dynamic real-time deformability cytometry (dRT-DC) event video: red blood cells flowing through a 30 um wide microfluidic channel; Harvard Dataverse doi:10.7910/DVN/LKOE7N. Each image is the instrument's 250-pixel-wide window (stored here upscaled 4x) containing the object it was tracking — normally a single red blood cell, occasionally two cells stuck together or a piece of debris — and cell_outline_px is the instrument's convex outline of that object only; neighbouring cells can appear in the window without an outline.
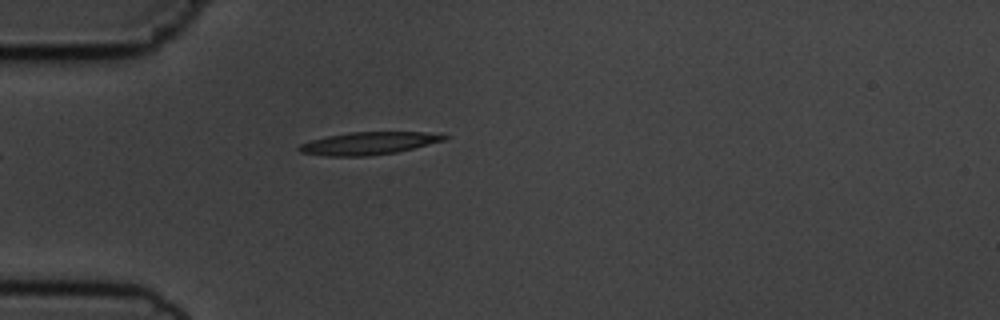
{"species": "common noctule bat (a hibernating species)", "species_latin": "Nyctalus noctula", "temperature_condition": "cold", "stored_images_in_passage": 5, "camera_frame_rate_fps": 3000, "um_per_image_px": 0.085, "animal": {"sex": "male", "body_mass_g": 19.5, "forearm_length_mm": 54.6}, "frame": {"image": 1, "passage_image": 5, "time_ms": 4.667, "image_size_px": [1000, 320], "cell_outline_px": [[448, 136], [444, 140], [396, 152], [368, 156], [328, 156], [300, 152], [296, 148], [300, 144], [312, 140], [328, 136], [348, 132], [424, 132]], "centroid_in_image_um": [31.27, 12.18], "position_along_channel_um": 53.7, "area_um2": 18.79}}